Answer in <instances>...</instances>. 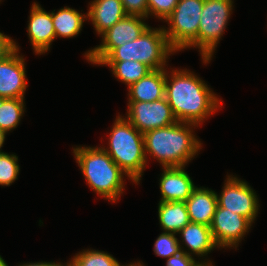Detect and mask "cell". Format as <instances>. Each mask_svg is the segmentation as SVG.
<instances>
[{
    "label": "cell",
    "mask_w": 267,
    "mask_h": 266,
    "mask_svg": "<svg viewBox=\"0 0 267 266\" xmlns=\"http://www.w3.org/2000/svg\"><path fill=\"white\" fill-rule=\"evenodd\" d=\"M172 69L166 68L165 98L174 117L178 122L202 125L222 108V99L193 71Z\"/></svg>",
    "instance_id": "cell-1"
},
{
    "label": "cell",
    "mask_w": 267,
    "mask_h": 266,
    "mask_svg": "<svg viewBox=\"0 0 267 266\" xmlns=\"http://www.w3.org/2000/svg\"><path fill=\"white\" fill-rule=\"evenodd\" d=\"M196 127L199 126L177 121L170 126L145 132L143 135L147 162L150 156L162 167H186L203 148V143L196 137Z\"/></svg>",
    "instance_id": "cell-2"
},
{
    "label": "cell",
    "mask_w": 267,
    "mask_h": 266,
    "mask_svg": "<svg viewBox=\"0 0 267 266\" xmlns=\"http://www.w3.org/2000/svg\"><path fill=\"white\" fill-rule=\"evenodd\" d=\"M73 155L83 177L100 198L116 203L125 190L126 174L101 148L72 147ZM125 176V177H124Z\"/></svg>",
    "instance_id": "cell-3"
},
{
    "label": "cell",
    "mask_w": 267,
    "mask_h": 266,
    "mask_svg": "<svg viewBox=\"0 0 267 266\" xmlns=\"http://www.w3.org/2000/svg\"><path fill=\"white\" fill-rule=\"evenodd\" d=\"M108 146L100 147L127 175V179L139 185L146 169L144 135L126 117L118 114L111 127Z\"/></svg>",
    "instance_id": "cell-4"
},
{
    "label": "cell",
    "mask_w": 267,
    "mask_h": 266,
    "mask_svg": "<svg viewBox=\"0 0 267 266\" xmlns=\"http://www.w3.org/2000/svg\"><path fill=\"white\" fill-rule=\"evenodd\" d=\"M176 52L170 47L163 27H148L137 39L114 48L102 61L133 60L152 70L168 67L169 56Z\"/></svg>",
    "instance_id": "cell-5"
},
{
    "label": "cell",
    "mask_w": 267,
    "mask_h": 266,
    "mask_svg": "<svg viewBox=\"0 0 267 266\" xmlns=\"http://www.w3.org/2000/svg\"><path fill=\"white\" fill-rule=\"evenodd\" d=\"M204 0H179L162 26L170 47L175 51L198 48V29Z\"/></svg>",
    "instance_id": "cell-6"
},
{
    "label": "cell",
    "mask_w": 267,
    "mask_h": 266,
    "mask_svg": "<svg viewBox=\"0 0 267 266\" xmlns=\"http://www.w3.org/2000/svg\"><path fill=\"white\" fill-rule=\"evenodd\" d=\"M234 0H204L198 29V51L204 65L210 63L225 33Z\"/></svg>",
    "instance_id": "cell-7"
},
{
    "label": "cell",
    "mask_w": 267,
    "mask_h": 266,
    "mask_svg": "<svg viewBox=\"0 0 267 266\" xmlns=\"http://www.w3.org/2000/svg\"><path fill=\"white\" fill-rule=\"evenodd\" d=\"M146 19L148 18L126 15L100 35V45L86 51L83 54L85 59L98 66L114 48L137 39L149 27Z\"/></svg>",
    "instance_id": "cell-8"
},
{
    "label": "cell",
    "mask_w": 267,
    "mask_h": 266,
    "mask_svg": "<svg viewBox=\"0 0 267 266\" xmlns=\"http://www.w3.org/2000/svg\"><path fill=\"white\" fill-rule=\"evenodd\" d=\"M226 176L221 194L216 195L218 206L246 217L252 224L255 223L260 210L256 191L237 175Z\"/></svg>",
    "instance_id": "cell-9"
},
{
    "label": "cell",
    "mask_w": 267,
    "mask_h": 266,
    "mask_svg": "<svg viewBox=\"0 0 267 266\" xmlns=\"http://www.w3.org/2000/svg\"><path fill=\"white\" fill-rule=\"evenodd\" d=\"M126 119L141 133L177 122L166 98L153 102L128 101Z\"/></svg>",
    "instance_id": "cell-10"
},
{
    "label": "cell",
    "mask_w": 267,
    "mask_h": 266,
    "mask_svg": "<svg viewBox=\"0 0 267 266\" xmlns=\"http://www.w3.org/2000/svg\"><path fill=\"white\" fill-rule=\"evenodd\" d=\"M252 226L253 224L246 217L217 205L210 229L220 250L237 249Z\"/></svg>",
    "instance_id": "cell-11"
},
{
    "label": "cell",
    "mask_w": 267,
    "mask_h": 266,
    "mask_svg": "<svg viewBox=\"0 0 267 266\" xmlns=\"http://www.w3.org/2000/svg\"><path fill=\"white\" fill-rule=\"evenodd\" d=\"M14 41L15 49L0 60V99L25 98L27 89L26 60L20 54V46Z\"/></svg>",
    "instance_id": "cell-12"
},
{
    "label": "cell",
    "mask_w": 267,
    "mask_h": 266,
    "mask_svg": "<svg viewBox=\"0 0 267 266\" xmlns=\"http://www.w3.org/2000/svg\"><path fill=\"white\" fill-rule=\"evenodd\" d=\"M27 34L35 55H45L56 39L51 12L45 11L37 2L30 8Z\"/></svg>",
    "instance_id": "cell-13"
},
{
    "label": "cell",
    "mask_w": 267,
    "mask_h": 266,
    "mask_svg": "<svg viewBox=\"0 0 267 266\" xmlns=\"http://www.w3.org/2000/svg\"><path fill=\"white\" fill-rule=\"evenodd\" d=\"M178 234L181 238V240H179L181 251H184L187 255L193 257L197 256L199 260L201 259L199 257H202L203 260H200V263H213L205 257H208V253L210 254L211 251H214L219 247L214 241L209 226L190 222L181 229Z\"/></svg>",
    "instance_id": "cell-14"
},
{
    "label": "cell",
    "mask_w": 267,
    "mask_h": 266,
    "mask_svg": "<svg viewBox=\"0 0 267 266\" xmlns=\"http://www.w3.org/2000/svg\"><path fill=\"white\" fill-rule=\"evenodd\" d=\"M161 168L163 172L159 179V202L186 201L197 186L186 172L185 166Z\"/></svg>",
    "instance_id": "cell-15"
},
{
    "label": "cell",
    "mask_w": 267,
    "mask_h": 266,
    "mask_svg": "<svg viewBox=\"0 0 267 266\" xmlns=\"http://www.w3.org/2000/svg\"><path fill=\"white\" fill-rule=\"evenodd\" d=\"M89 5L87 19L98 36L126 16L121 0H92Z\"/></svg>",
    "instance_id": "cell-16"
},
{
    "label": "cell",
    "mask_w": 267,
    "mask_h": 266,
    "mask_svg": "<svg viewBox=\"0 0 267 266\" xmlns=\"http://www.w3.org/2000/svg\"><path fill=\"white\" fill-rule=\"evenodd\" d=\"M217 192L196 187L185 201L190 222L211 226L217 207Z\"/></svg>",
    "instance_id": "cell-17"
},
{
    "label": "cell",
    "mask_w": 267,
    "mask_h": 266,
    "mask_svg": "<svg viewBox=\"0 0 267 266\" xmlns=\"http://www.w3.org/2000/svg\"><path fill=\"white\" fill-rule=\"evenodd\" d=\"M165 80L166 68L151 71L127 88L128 101L153 102L165 98Z\"/></svg>",
    "instance_id": "cell-18"
},
{
    "label": "cell",
    "mask_w": 267,
    "mask_h": 266,
    "mask_svg": "<svg viewBox=\"0 0 267 266\" xmlns=\"http://www.w3.org/2000/svg\"><path fill=\"white\" fill-rule=\"evenodd\" d=\"M158 219L162 231L178 234L190 223L185 201L159 202Z\"/></svg>",
    "instance_id": "cell-19"
},
{
    "label": "cell",
    "mask_w": 267,
    "mask_h": 266,
    "mask_svg": "<svg viewBox=\"0 0 267 266\" xmlns=\"http://www.w3.org/2000/svg\"><path fill=\"white\" fill-rule=\"evenodd\" d=\"M56 38H73L81 33L87 13L65 6L55 12L51 11Z\"/></svg>",
    "instance_id": "cell-20"
},
{
    "label": "cell",
    "mask_w": 267,
    "mask_h": 266,
    "mask_svg": "<svg viewBox=\"0 0 267 266\" xmlns=\"http://www.w3.org/2000/svg\"><path fill=\"white\" fill-rule=\"evenodd\" d=\"M108 66L113 76L127 85V88L153 71L149 66L139 61H101L98 66Z\"/></svg>",
    "instance_id": "cell-21"
},
{
    "label": "cell",
    "mask_w": 267,
    "mask_h": 266,
    "mask_svg": "<svg viewBox=\"0 0 267 266\" xmlns=\"http://www.w3.org/2000/svg\"><path fill=\"white\" fill-rule=\"evenodd\" d=\"M25 98L0 99V129L6 134L20 124L26 110ZM25 104V105H24Z\"/></svg>",
    "instance_id": "cell-22"
},
{
    "label": "cell",
    "mask_w": 267,
    "mask_h": 266,
    "mask_svg": "<svg viewBox=\"0 0 267 266\" xmlns=\"http://www.w3.org/2000/svg\"><path fill=\"white\" fill-rule=\"evenodd\" d=\"M66 263L68 266H119L120 264L110 253L91 248L75 253Z\"/></svg>",
    "instance_id": "cell-23"
},
{
    "label": "cell",
    "mask_w": 267,
    "mask_h": 266,
    "mask_svg": "<svg viewBox=\"0 0 267 266\" xmlns=\"http://www.w3.org/2000/svg\"><path fill=\"white\" fill-rule=\"evenodd\" d=\"M19 173L18 156L15 153H0V186H10L18 179Z\"/></svg>",
    "instance_id": "cell-24"
},
{
    "label": "cell",
    "mask_w": 267,
    "mask_h": 266,
    "mask_svg": "<svg viewBox=\"0 0 267 266\" xmlns=\"http://www.w3.org/2000/svg\"><path fill=\"white\" fill-rule=\"evenodd\" d=\"M177 234L169 232H161L154 243V253L156 256L168 259L172 255L181 252L179 239Z\"/></svg>",
    "instance_id": "cell-25"
},
{
    "label": "cell",
    "mask_w": 267,
    "mask_h": 266,
    "mask_svg": "<svg viewBox=\"0 0 267 266\" xmlns=\"http://www.w3.org/2000/svg\"><path fill=\"white\" fill-rule=\"evenodd\" d=\"M179 0H147L148 18L154 16L163 22L173 12Z\"/></svg>",
    "instance_id": "cell-26"
},
{
    "label": "cell",
    "mask_w": 267,
    "mask_h": 266,
    "mask_svg": "<svg viewBox=\"0 0 267 266\" xmlns=\"http://www.w3.org/2000/svg\"><path fill=\"white\" fill-rule=\"evenodd\" d=\"M126 15L148 18L147 0H121Z\"/></svg>",
    "instance_id": "cell-27"
},
{
    "label": "cell",
    "mask_w": 267,
    "mask_h": 266,
    "mask_svg": "<svg viewBox=\"0 0 267 266\" xmlns=\"http://www.w3.org/2000/svg\"><path fill=\"white\" fill-rule=\"evenodd\" d=\"M200 261L196 260L193 256L187 255L184 251L176 255L170 256L166 259V266H198Z\"/></svg>",
    "instance_id": "cell-28"
},
{
    "label": "cell",
    "mask_w": 267,
    "mask_h": 266,
    "mask_svg": "<svg viewBox=\"0 0 267 266\" xmlns=\"http://www.w3.org/2000/svg\"><path fill=\"white\" fill-rule=\"evenodd\" d=\"M14 41L10 36L0 32V60L15 49Z\"/></svg>",
    "instance_id": "cell-29"
},
{
    "label": "cell",
    "mask_w": 267,
    "mask_h": 266,
    "mask_svg": "<svg viewBox=\"0 0 267 266\" xmlns=\"http://www.w3.org/2000/svg\"><path fill=\"white\" fill-rule=\"evenodd\" d=\"M67 263L63 262H47V261H39V262H29V263H21L18 266H65Z\"/></svg>",
    "instance_id": "cell-30"
},
{
    "label": "cell",
    "mask_w": 267,
    "mask_h": 266,
    "mask_svg": "<svg viewBox=\"0 0 267 266\" xmlns=\"http://www.w3.org/2000/svg\"><path fill=\"white\" fill-rule=\"evenodd\" d=\"M6 135L7 134L3 130L0 129V153H3L2 147L5 143Z\"/></svg>",
    "instance_id": "cell-31"
},
{
    "label": "cell",
    "mask_w": 267,
    "mask_h": 266,
    "mask_svg": "<svg viewBox=\"0 0 267 266\" xmlns=\"http://www.w3.org/2000/svg\"><path fill=\"white\" fill-rule=\"evenodd\" d=\"M119 266H146L142 261H139V262H131V263H128V264H119Z\"/></svg>",
    "instance_id": "cell-32"
},
{
    "label": "cell",
    "mask_w": 267,
    "mask_h": 266,
    "mask_svg": "<svg viewBox=\"0 0 267 266\" xmlns=\"http://www.w3.org/2000/svg\"><path fill=\"white\" fill-rule=\"evenodd\" d=\"M0 266H8L6 261L3 259V257L0 255Z\"/></svg>",
    "instance_id": "cell-33"
},
{
    "label": "cell",
    "mask_w": 267,
    "mask_h": 266,
    "mask_svg": "<svg viewBox=\"0 0 267 266\" xmlns=\"http://www.w3.org/2000/svg\"><path fill=\"white\" fill-rule=\"evenodd\" d=\"M198 266H214L213 263H200Z\"/></svg>",
    "instance_id": "cell-34"
}]
</instances>
